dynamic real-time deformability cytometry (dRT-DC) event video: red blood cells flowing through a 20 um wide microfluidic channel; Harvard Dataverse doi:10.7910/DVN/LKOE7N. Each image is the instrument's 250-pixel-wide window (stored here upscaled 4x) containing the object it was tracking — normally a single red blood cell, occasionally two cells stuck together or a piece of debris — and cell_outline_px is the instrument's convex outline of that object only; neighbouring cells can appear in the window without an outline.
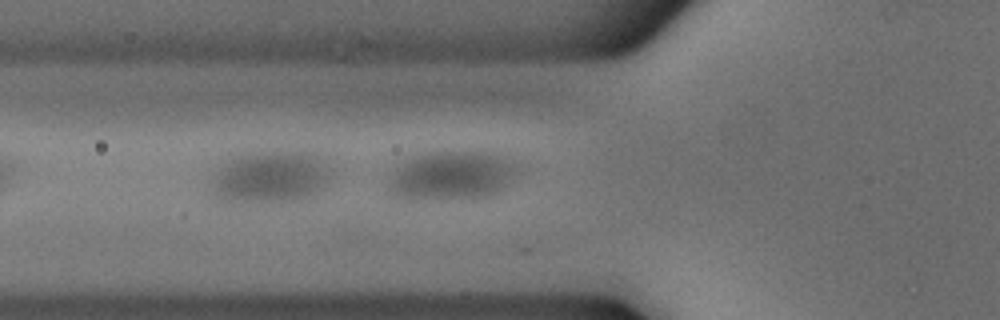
{"species": "common noctule bat (a hibernating species)", "species_latin": "Nyctalus noctula", "temperature_condition": "cold", "stored_images_in_passage": 6, "camera_frame_rate_fps": 3000, "um_per_image_px": 0.085, "animal": {"sex": "male", "body_mass_g": 18.8}, "frame": {"image": 1, "passage_image": 6, "time_ms": 1.667, "image_size_px": [1000, 320], "cell_outline_px": [[332, 172], [324, 180], [304, 196], [296, 200], [228, 200], [216, 196], [212, 192], [216, 176], [220, 168], [228, 156], [260, 152], [308, 152], [320, 156]], "centroid_in_image_um": [22.93, 14.96], "position_along_channel_um": 102.9, "area_um2": 34.28}}